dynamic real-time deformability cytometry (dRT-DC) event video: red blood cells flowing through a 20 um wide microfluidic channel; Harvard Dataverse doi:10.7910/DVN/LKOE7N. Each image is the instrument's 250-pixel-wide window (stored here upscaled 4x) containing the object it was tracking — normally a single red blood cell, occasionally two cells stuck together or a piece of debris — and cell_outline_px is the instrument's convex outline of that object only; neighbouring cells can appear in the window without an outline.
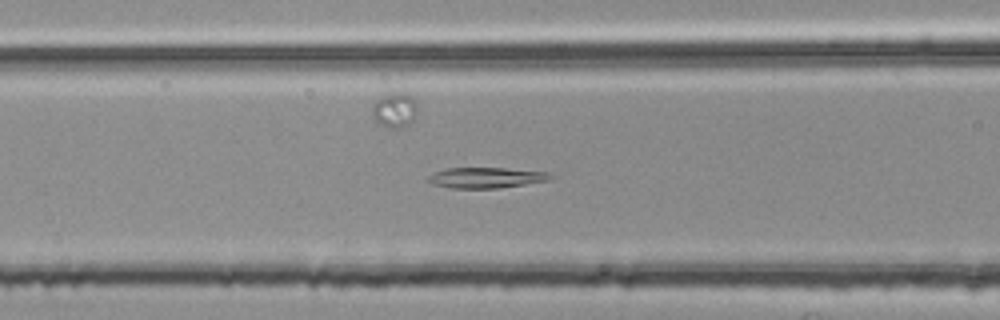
{"species": "common noctule bat (a hibernating species)", "species_latin": "Nyctalus noctula", "temperature_condition": "room temperature", "stored_images_in_passage": 55, "segment_of_instrument_passage": [2, 2], "camera_frame_rate_fps": 3000, "um_per_image_px": 0.085, "animal": {"sex": "female", "body_mass_g": 25.1}, "frame": {"image": 1, "passage_image": 22, "time_ms": 7.0, "image_size_px": [1000, 320], "cell_outline_px": [[552, 176], [548, 180], [500, 188], [452, 188], [432, 184], [428, 180], [428, 176], [436, 172], [448, 168], [504, 168], [548, 172]], "centroid_in_image_um": [41.3, 15.1], "position_along_channel_um": 125.3, "area_um2": 14.45}}
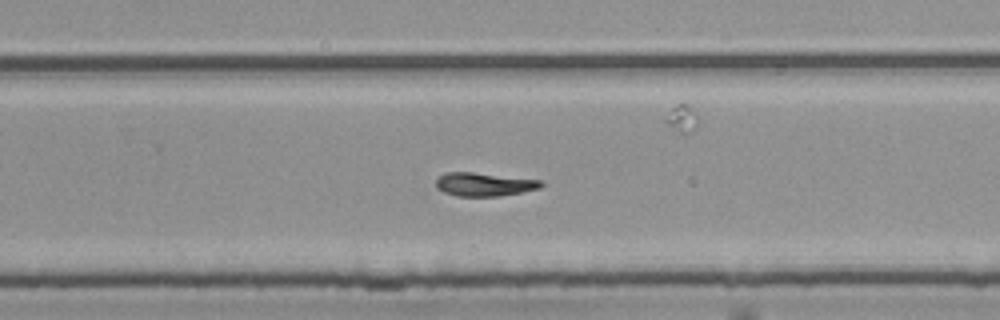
{"frame": {"image": 2, "passage_image": 35, "time_ms": 11.333, "image_size_px": [1000, 320], "cell_outline_px": [[544, 184], [540, 188], [500, 196], [456, 196], [444, 192], [436, 188], [436, 180], [444, 172], [472, 172], [540, 180]], "centroid_in_image_um": [41.12, 15.67], "position_along_channel_um": 288.7, "area_um2": 14.28}}
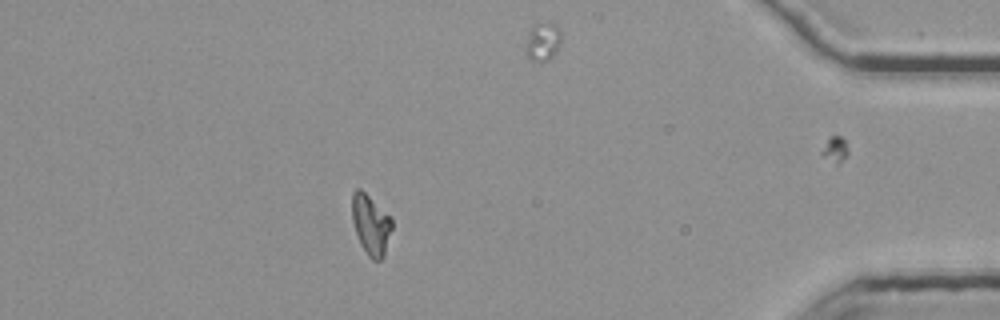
{"frame": {"image": 3, "passage_image": 48, "time_ms": 15.667, "image_size_px": [1000, 320], "cell_outline_px": [[392, 228], [384, 256], [380, 260], [372, 260], [368, 256], [360, 244], [352, 220], [352, 192], [356, 188], [360, 188], [392, 220]], "centroid_in_image_um": [31.5, 19.13], "position_along_channel_um": 403.7, "area_um2": 13.7}}